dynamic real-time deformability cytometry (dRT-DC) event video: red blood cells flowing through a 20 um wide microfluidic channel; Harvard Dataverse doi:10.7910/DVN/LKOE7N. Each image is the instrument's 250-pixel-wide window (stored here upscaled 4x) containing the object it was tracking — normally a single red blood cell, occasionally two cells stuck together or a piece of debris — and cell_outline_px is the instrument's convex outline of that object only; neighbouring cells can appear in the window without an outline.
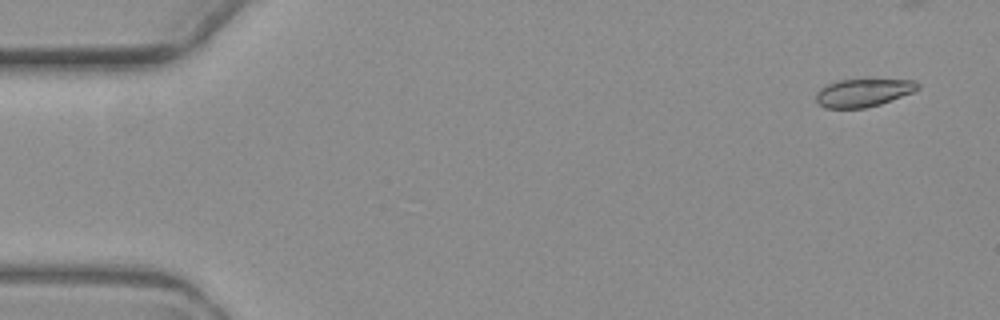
{"species": "common noctule bat (a hibernating species)", "species_latin": "Nyctalus noctula", "temperature_condition": "warm", "stored_images_in_passage": 5, "segment_of_instrument_passage": [1, 2], "camera_frame_rate_fps": 3000, "um_per_image_px": 0.085, "animal": {"sex": "female", "body_mass_g": 19.3, "forearm_length_mm": 54.1}, "frame": {"image": 1, "passage_image": 1, "time_ms": 0.0, "image_size_px": [1000, 320], "cell_outline_px": [[920, 88], [912, 92], [880, 104], [864, 108], [824, 108], [816, 100], [816, 92], [820, 88], [828, 84], [840, 80], [868, 76], [916, 80], [920, 84]], "centroid_in_image_um": [73.43, 7.81], "position_along_channel_um": 11.6, "area_um2": 17.46}}